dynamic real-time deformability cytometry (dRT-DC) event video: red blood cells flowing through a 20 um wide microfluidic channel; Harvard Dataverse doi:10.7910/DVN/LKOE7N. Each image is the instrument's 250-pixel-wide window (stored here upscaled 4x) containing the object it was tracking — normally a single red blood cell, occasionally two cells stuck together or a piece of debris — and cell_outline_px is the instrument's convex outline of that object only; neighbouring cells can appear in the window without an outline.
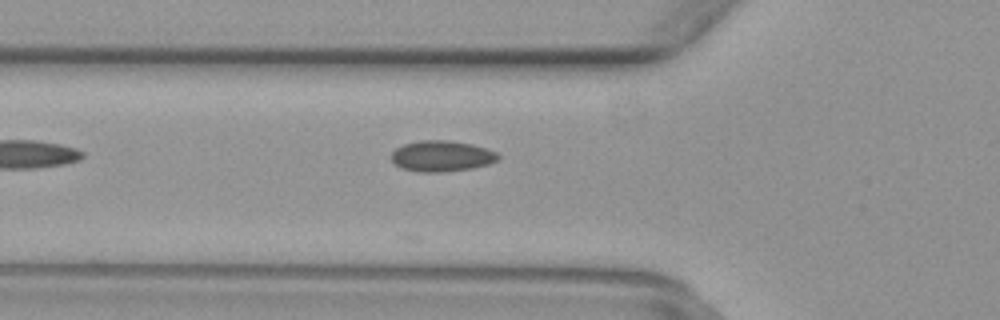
{"species": "common noctule bat (a hibernating species)", "species_latin": "Nyctalus noctula", "temperature_condition": "warm", "stored_images_in_passage": 7, "camera_frame_rate_fps": 3000, "um_per_image_px": 0.085, "animal": {"sex": "female", "body_mass_g": 29.2, "forearm_length_mm": 56.3}, "frame": {"image": 1, "passage_image": 2, "time_ms": 0.333, "image_size_px": [1000, 320], "cell_outline_px": [[500, 156], [496, 160], [488, 164], [472, 168], [440, 172], [420, 172], [400, 168], [392, 160], [392, 152], [396, 148], [404, 144], [420, 140], [448, 140], [472, 144], [496, 152]], "centroid_in_image_um": [37.52, 13.26], "position_along_channel_um": 88.3, "area_um2": 19.07}}
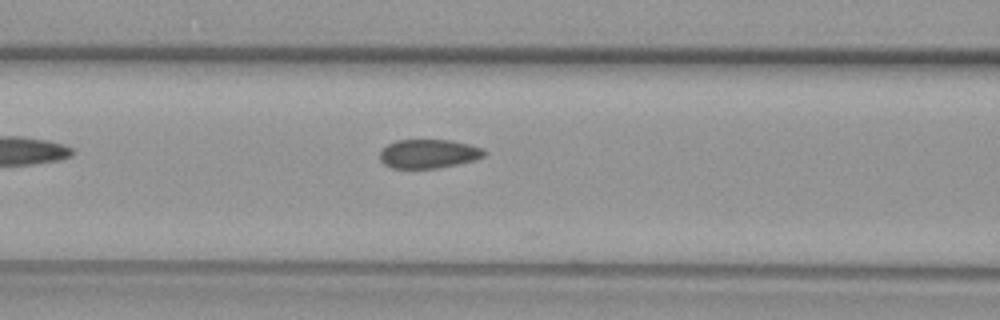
{"frame": {"image": 2, "passage_image": 5, "time_ms": 1.333, "image_size_px": [1000, 320], "cell_outline_px": [[488, 152], [484, 156], [476, 160], [436, 168], [392, 168], [384, 164], [380, 160], [380, 152], [388, 144], [396, 140], [452, 140], [468, 144], [480, 148]], "centroid_in_image_um": [36.43, 13.07], "position_along_channel_um": 130.2, "area_um2": 17.51}}